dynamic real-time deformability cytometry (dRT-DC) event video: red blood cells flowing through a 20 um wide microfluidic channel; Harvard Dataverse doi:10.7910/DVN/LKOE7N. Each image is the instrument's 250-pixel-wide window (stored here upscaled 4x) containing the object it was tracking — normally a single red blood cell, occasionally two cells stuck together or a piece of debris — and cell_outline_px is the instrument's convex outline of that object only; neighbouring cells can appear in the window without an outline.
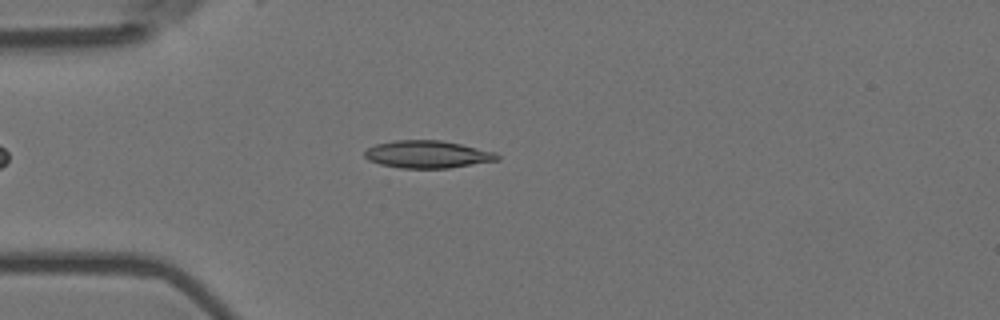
{"species": "Egyptian fruit bat (a non-hibernating species)", "species_latin": "Rousettus aegyptiacus", "temperature_condition": "room temperature", "stored_images_in_passage": 4, "camera_frame_rate_fps": 3000, "um_per_image_px": 0.085, "animal": {"sex": "female"}, "frame": {"image": 1, "passage_image": 3, "time_ms": 0.667, "image_size_px": [1000, 320], "cell_outline_px": [[500, 160], [448, 168], [400, 168], [380, 164], [368, 160], [364, 156], [364, 152], [368, 148], [376, 144], [392, 140], [440, 140], [460, 144], [496, 152], [500, 156]], "centroid_in_image_um": [36.33, 13.12], "position_along_channel_um": 48.7, "area_um2": 21.27}}